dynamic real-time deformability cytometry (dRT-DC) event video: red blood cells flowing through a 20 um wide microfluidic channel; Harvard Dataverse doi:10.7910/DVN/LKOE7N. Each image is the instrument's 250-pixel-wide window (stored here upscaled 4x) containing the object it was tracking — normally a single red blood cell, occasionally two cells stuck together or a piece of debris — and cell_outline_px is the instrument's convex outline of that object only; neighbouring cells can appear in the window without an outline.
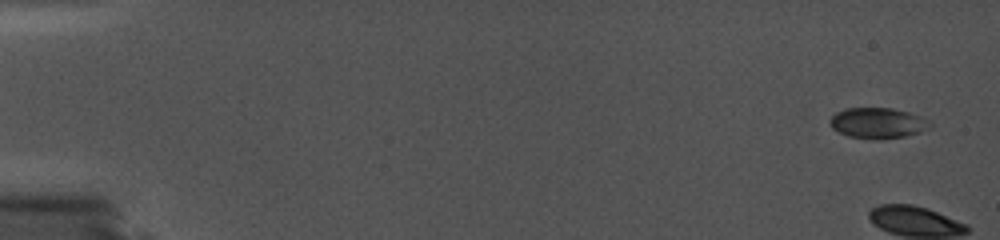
{"species": "common noctule bat (a hibernating species)", "species_latin": "Nyctalus noctula", "temperature_condition": "cold", "stored_images_in_passage": 8, "camera_frame_rate_fps": 5000, "um_per_image_px": 0.085, "animal": {"sex": "female", "body_mass_g": 19.0, "forearm_length_mm": 56.7}, "frame": {"image": 1, "passage_image": 1, "time_ms": 0.0, "image_size_px": [1000, 240], "cell_outline_px": [[932, 128], [920, 132], [904, 136], [848, 136], [832, 128], [828, 120], [836, 112], [844, 108], [892, 108], [908, 112], [920, 116], [928, 120], [932, 124]], "centroid_in_image_um": [74.62, 10.4], "position_along_channel_um": 10.4, "area_um2": 17.17}}
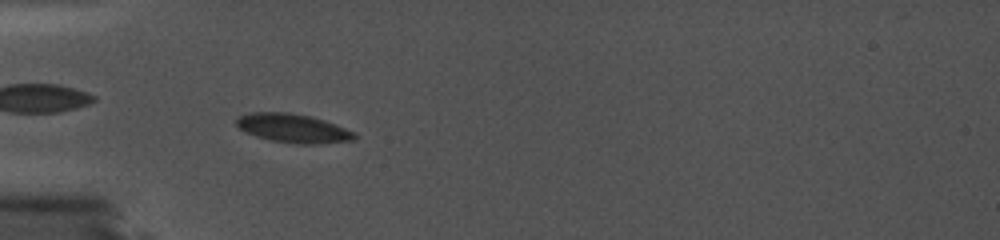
{"frame": {"image": 2, "passage_image": 7, "time_ms": 1.2, "image_size_px": [1000, 240], "cell_outline_px": [[356, 136], [352, 140], [320, 144], [296, 144], [272, 140], [256, 136], [240, 128], [236, 124], [236, 120], [240, 116], [252, 112], [288, 112], [308, 116], [324, 120], [344, 128], [352, 132]], "centroid_in_image_um": [24.89, 10.9], "position_along_channel_um": 60.1, "area_um2": 19.42}}